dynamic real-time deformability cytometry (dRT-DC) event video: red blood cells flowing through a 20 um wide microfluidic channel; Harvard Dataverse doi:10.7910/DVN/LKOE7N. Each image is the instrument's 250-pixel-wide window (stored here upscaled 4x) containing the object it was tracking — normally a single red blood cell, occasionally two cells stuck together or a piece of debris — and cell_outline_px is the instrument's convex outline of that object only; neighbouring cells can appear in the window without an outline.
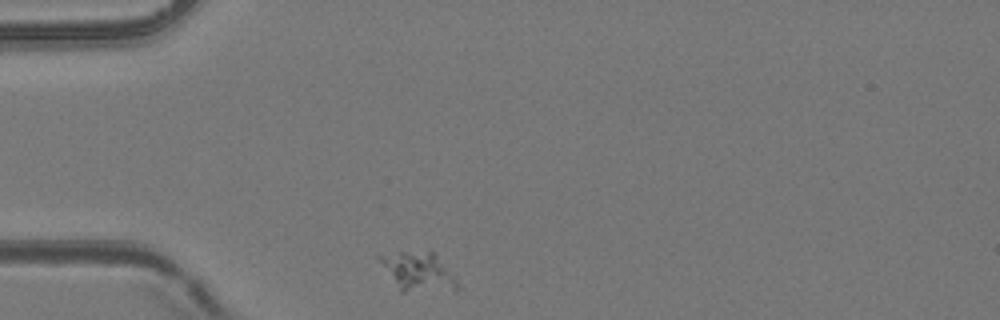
{"species": "common noctule bat (a hibernating species)", "species_latin": "Nyctalus noctula", "temperature_condition": "room temperature", "stored_images_in_passage": 6, "camera_frame_rate_fps": 3000, "um_per_image_px": 0.085, "animal": {"sex": "female", "body_mass_g": 24.6, "forearm_length_mm": 56.2}, "frame": {"image": 1, "passage_image": 1, "time_ms": 0.0, "image_size_px": [1000, 320], "cell_outline_px": [[460, 288], [456, 292], [400, 292], [376, 256], [400, 252], [432, 252], [436, 256], [460, 284]], "centroid_in_image_um": [35.58, 23.17], "position_along_channel_um": 49.4, "area_um2": 17.57}}
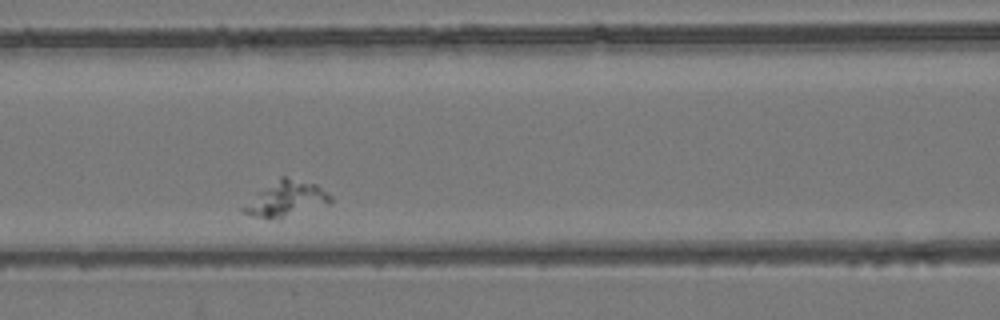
{"frame": {"image": 2, "passage_image": 4, "time_ms": 1.0, "image_size_px": [1000, 320], "cell_outline_px": [[332, 204], [280, 220], [252, 216], [240, 212], [240, 208], [256, 192], [280, 176], [284, 176], [316, 184], [328, 192], [332, 196]], "centroid_in_image_um": [24.33, 16.93], "position_along_channel_um": 142.3, "area_um2": 18.67}}
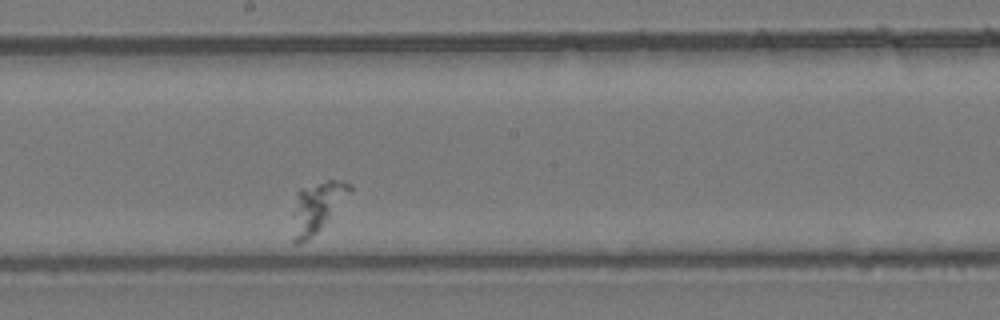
{"frame": {"image": 3, "passage_image": 6, "time_ms": 1.667, "image_size_px": [1000, 320], "cell_outline_px": [[352, 188], [328, 220], [312, 236], [300, 244], [292, 244], [292, 240], [296, 192], [300, 188], [328, 180], [344, 180], [352, 184]], "centroid_in_image_um": [26.92, 17.59], "position_along_channel_um": 221.3, "area_um2": 16.36}}